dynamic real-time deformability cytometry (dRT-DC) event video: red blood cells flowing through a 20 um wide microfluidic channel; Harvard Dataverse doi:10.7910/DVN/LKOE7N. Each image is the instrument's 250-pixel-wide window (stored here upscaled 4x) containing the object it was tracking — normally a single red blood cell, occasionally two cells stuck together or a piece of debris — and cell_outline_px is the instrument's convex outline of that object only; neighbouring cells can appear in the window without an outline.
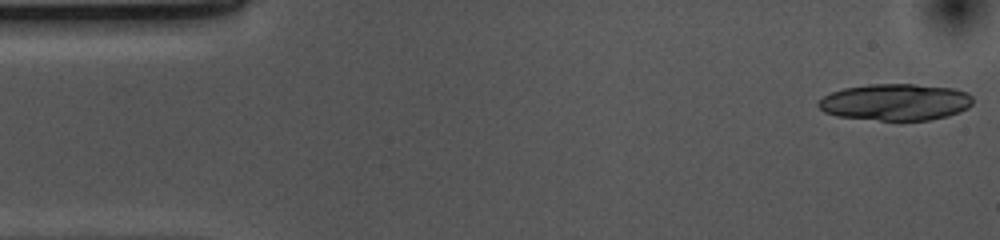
{"species": "common noctule bat (a hibernating species)", "species_latin": "Nyctalus noctula", "temperature_condition": "cold", "stored_images_in_passage": 20, "camera_frame_rate_fps": 3000, "um_per_image_px": 0.085, "animal": {"sex": "female", "body_mass_g": 10.0, "forearm_length_mm": 53.1}, "frame": {"image": 1, "passage_image": 1, "time_ms": 0.0, "image_size_px": [1000, 240], "cell_outline_px": [[972, 104], [968, 108], [960, 112], [948, 116], [928, 120], [880, 120], [836, 116], [824, 112], [816, 104], [824, 96], [832, 92], [844, 88], [868, 84], [912, 84], [952, 88], [968, 92], [972, 96]], "centroid_in_image_um": [76.13, 8.68], "position_along_channel_um": 8.9, "area_um2": 33.0}}